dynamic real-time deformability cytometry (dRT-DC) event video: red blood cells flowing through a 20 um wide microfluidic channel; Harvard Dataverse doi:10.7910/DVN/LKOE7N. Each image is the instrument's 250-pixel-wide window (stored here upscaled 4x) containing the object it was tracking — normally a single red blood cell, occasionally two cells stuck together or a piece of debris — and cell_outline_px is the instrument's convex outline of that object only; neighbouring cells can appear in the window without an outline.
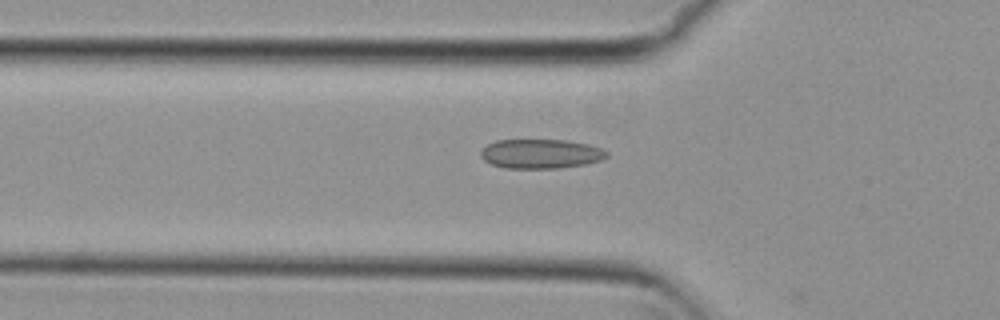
{"species": "common noctule bat (a hibernating species)", "species_latin": "Nyctalus noctula", "temperature_condition": "cold", "stored_images_in_passage": 44, "camera_frame_rate_fps": 3000, "um_per_image_px": 0.085, "animal": {"sex": "female", "body_mass_g": 29.2, "forearm_length_mm": 56.3}, "frame": {"image": 1, "passage_image": 8, "time_ms": 2.333, "image_size_px": [1000, 320], "cell_outline_px": [[608, 156], [600, 160], [584, 164], [560, 168], [504, 168], [492, 164], [484, 160], [480, 156], [480, 152], [488, 144], [496, 140], [568, 140], [588, 144], [604, 148], [608, 152]], "centroid_in_image_um": [45.98, 13.07], "position_along_channel_um": 79.8, "area_um2": 21.62}}
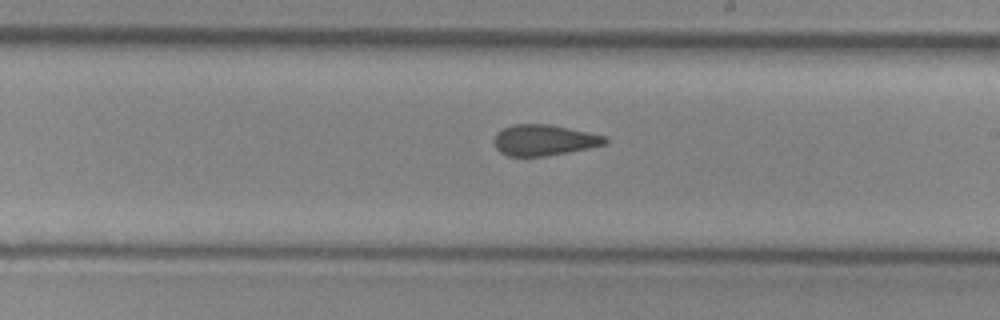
{"frame": {"image": 2, "passage_image": 21, "time_ms": 6.667, "image_size_px": [1000, 320], "cell_outline_px": [[608, 144], [568, 152], [544, 156], [508, 156], [500, 152], [496, 148], [492, 140], [504, 128], [512, 124], [548, 124], [588, 132], [604, 136], [608, 140]], "centroid_in_image_um": [46.24, 11.91], "position_along_channel_um": 242.8, "area_um2": 19.83}}
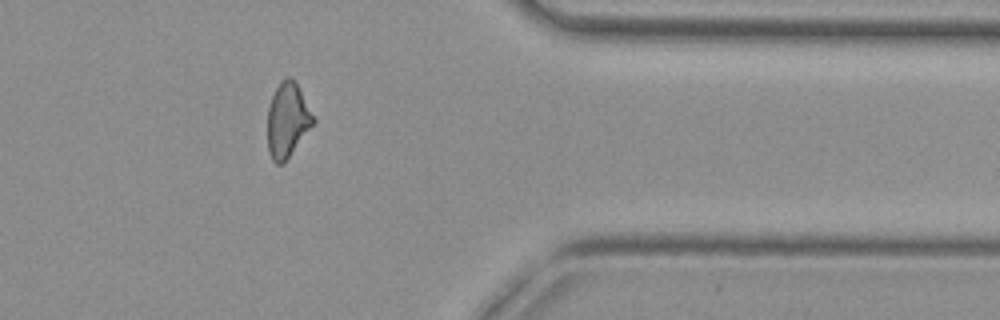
{"frame": {"image": 3, "passage_image": 34, "time_ms": 11.0, "image_size_px": [1000, 320], "cell_outline_px": [[316, 120], [284, 164], [276, 164], [272, 160], [268, 152], [268, 108], [272, 96], [280, 80], [288, 76], [292, 76]], "centroid_in_image_um": [24.42, 10.22], "position_along_channel_um": 387.0, "area_um2": 19.77}, "authors_computed_cell_mechanics": {"area_um2": 20.3456, "velocity_mm_per_s": 3.7455, "shape_relaxation_time_tau1_ms": null, "shape_relaxation_time_tau2_ms": 1.6948, "deformation_change_tau1": null, "deformation_change_tau2": 0.0769}}